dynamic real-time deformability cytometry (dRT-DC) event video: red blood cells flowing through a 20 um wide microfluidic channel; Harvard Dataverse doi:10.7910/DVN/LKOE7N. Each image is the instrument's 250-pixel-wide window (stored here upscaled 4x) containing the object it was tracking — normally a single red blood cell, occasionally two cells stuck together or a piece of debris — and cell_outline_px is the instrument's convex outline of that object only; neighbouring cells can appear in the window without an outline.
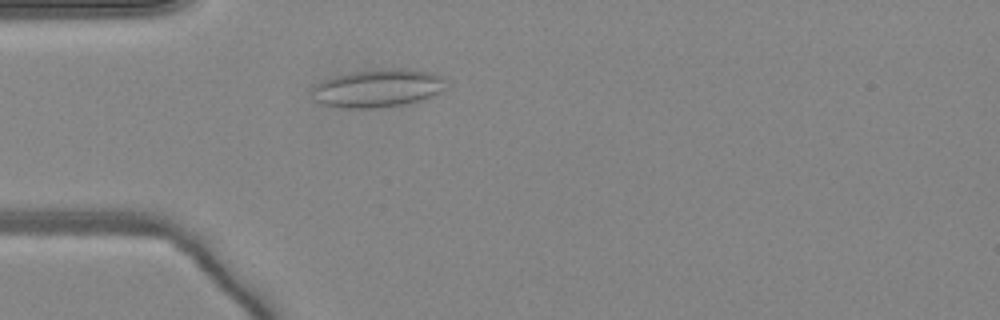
{"species": "common noctule bat (a hibernating species)", "species_latin": "Nyctalus noctula", "temperature_condition": "warm", "stored_images_in_passage": 42, "camera_frame_rate_fps": 3000, "um_per_image_px": 0.085, "animal": {"sex": "female", "body_mass_g": 24.6, "forearm_length_mm": 56.2}, "frame": {"image": 1, "passage_image": 7, "time_ms": 2.0, "image_size_px": [1000, 320], "cell_outline_px": [[444, 88], [440, 92], [420, 100], [404, 104], [376, 108], [344, 108], [324, 104], [316, 100], [312, 92], [312, 88], [316, 84], [324, 80], [336, 76], [356, 72], [380, 68], [396, 68], [428, 72], [444, 76]], "centroid_in_image_um": [32.12, 7.5], "position_along_channel_um": 52.9, "area_um2": 29.25}}
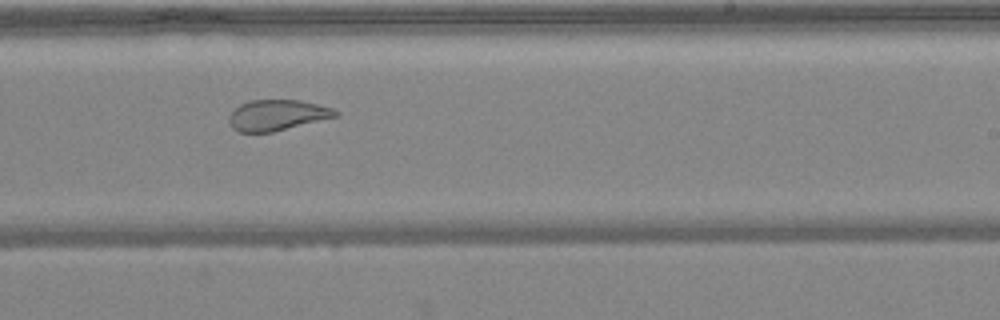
{"frame": {"image": 2, "passage_image": 23, "time_ms": 7.333, "image_size_px": [1000, 320], "cell_outline_px": [[340, 112], [336, 116], [272, 132], [236, 132], [232, 128], [228, 120], [228, 116], [240, 104], [252, 100], [300, 100], [332, 108]], "centroid_in_image_um": [23.51, 9.79], "position_along_channel_um": 265.5, "area_um2": 18.84}}
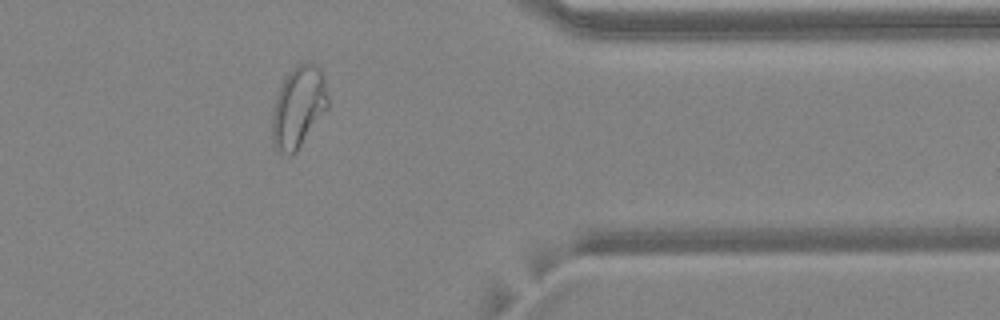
{"frame": {"image": 3, "passage_image": 33, "time_ms": 10.667, "image_size_px": [1000, 320], "cell_outline_px": [[328, 108], [296, 152], [292, 156], [288, 156], [276, 152], [272, 144], [272, 112], [276, 96], [284, 80], [292, 68], [304, 60], [308, 60], [316, 64], [320, 68], [324, 76], [328, 96]], "centroid_in_image_um": [25.36, 9.11], "position_along_channel_um": 386.0, "area_um2": 26.93}, "authors_computed_cell_mechanics": {"area_um2": 24.9985, "velocity_mm_per_s": 4.1219, "shape_relaxation_time_tau1_ms": null, "shape_relaxation_time_tau2_ms": 1.0693, "deformation_change_tau1": null, "deformation_change_tau2": 0.084}}